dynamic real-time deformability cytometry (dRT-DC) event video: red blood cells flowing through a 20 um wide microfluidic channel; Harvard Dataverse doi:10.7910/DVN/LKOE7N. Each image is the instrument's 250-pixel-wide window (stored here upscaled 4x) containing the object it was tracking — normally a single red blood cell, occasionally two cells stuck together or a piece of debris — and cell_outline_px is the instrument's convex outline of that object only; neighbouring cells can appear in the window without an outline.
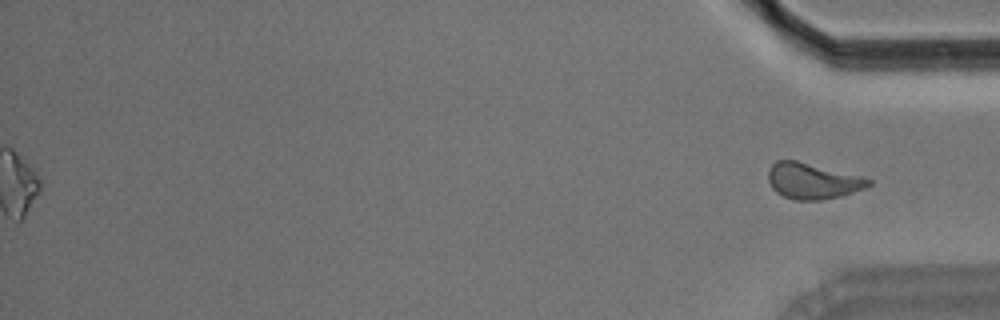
{"species": "Egyptian fruit bat (a non-hibernating species)", "species_latin": "Rousettus aegyptiacus", "temperature_condition": "room temperature", "stored_images_in_passage": 51, "segment_of_instrument_passage": [2, 2], "camera_frame_rate_fps": 3000, "um_per_image_px": 0.085, "animal": {"sex": "male"}, "frame": {"image": 1, "passage_image": 51, "time_ms": 16.667, "image_size_px": [1000, 320], "cell_outline_px": [[872, 184], [864, 188], [844, 196], [820, 200], [796, 200], [784, 196], [776, 192], [772, 188], [768, 180], [768, 168], [776, 160], [796, 160], [864, 176], [872, 180]], "centroid_in_image_um": [69.09, 15.38], "position_along_channel_um": 366.1, "area_um2": 21.27}}